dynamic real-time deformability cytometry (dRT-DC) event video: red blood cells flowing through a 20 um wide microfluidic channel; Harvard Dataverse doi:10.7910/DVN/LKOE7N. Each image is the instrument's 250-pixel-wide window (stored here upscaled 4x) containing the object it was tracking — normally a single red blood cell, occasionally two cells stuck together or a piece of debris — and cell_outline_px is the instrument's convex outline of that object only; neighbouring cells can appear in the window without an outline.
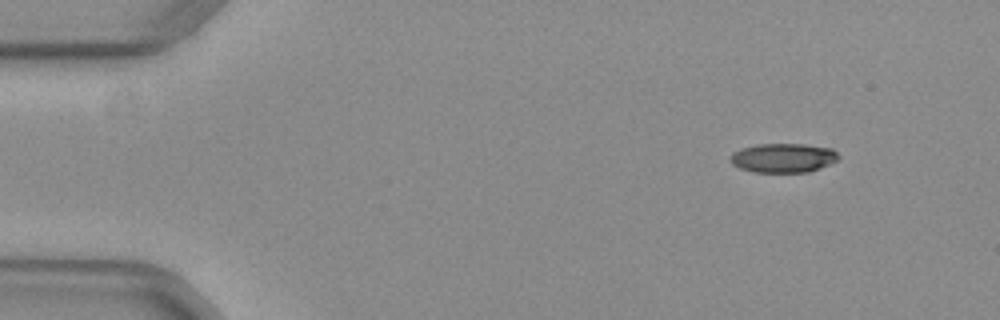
{"species": "common noctule bat (a hibernating species)", "species_latin": "Nyctalus noctula", "temperature_condition": "warm", "stored_images_in_passage": 48, "camera_frame_rate_fps": 3000, "um_per_image_px": 0.085, "animal": {"sex": "female", "body_mass_g": 29.2, "forearm_length_mm": 56.3}, "frame": {"image": 1, "passage_image": 5, "time_ms": 1.333, "image_size_px": [1000, 320], "cell_outline_px": [[840, 156], [836, 160], [820, 168], [808, 172], [752, 172], [740, 168], [732, 164], [728, 160], [732, 152], [740, 148], [756, 144], [804, 144], [832, 148]], "centroid_in_image_um": [66.52, 13.41], "position_along_channel_um": 18.5, "area_um2": 18.55}}
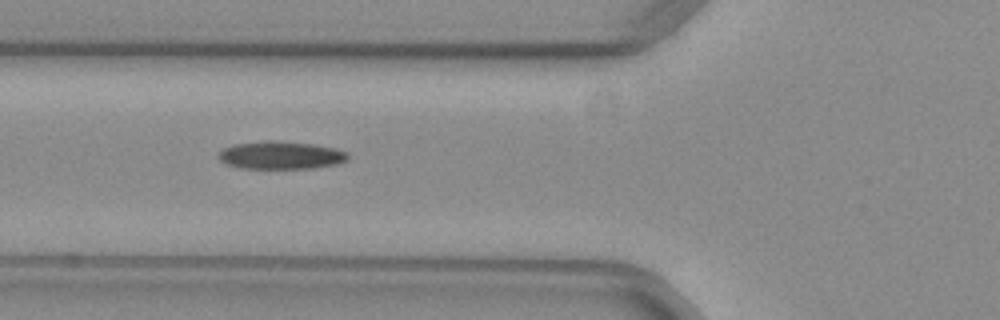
{"frame": {"image": 2, "passage_image": 19, "time_ms": 6.0, "image_size_px": [1000, 320], "cell_outline_px": [[348, 160], [336, 164], [312, 168], [240, 168], [228, 164], [220, 160], [220, 152], [224, 148], [232, 144], [264, 140], [272, 140], [312, 144], [336, 148], [344, 152], [348, 156]], "centroid_in_image_um": [23.86, 13.18], "position_along_channel_um": 101.9, "area_um2": 20.81}}
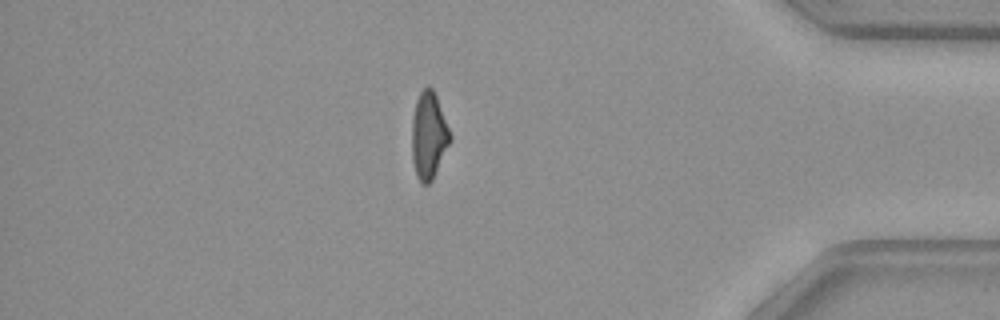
{"frame": {"image": 3, "passage_image": 44, "time_ms": 14.333, "image_size_px": [1000, 320], "cell_outline_px": [[452, 140], [432, 180], [428, 184], [424, 184], [416, 176], [412, 160], [412, 116], [416, 100], [420, 92], [428, 84], [432, 88], [436, 96], [452, 136]], "centroid_in_image_um": [36.44, 11.52], "position_along_channel_um": 398.8, "area_um2": 19.42}}